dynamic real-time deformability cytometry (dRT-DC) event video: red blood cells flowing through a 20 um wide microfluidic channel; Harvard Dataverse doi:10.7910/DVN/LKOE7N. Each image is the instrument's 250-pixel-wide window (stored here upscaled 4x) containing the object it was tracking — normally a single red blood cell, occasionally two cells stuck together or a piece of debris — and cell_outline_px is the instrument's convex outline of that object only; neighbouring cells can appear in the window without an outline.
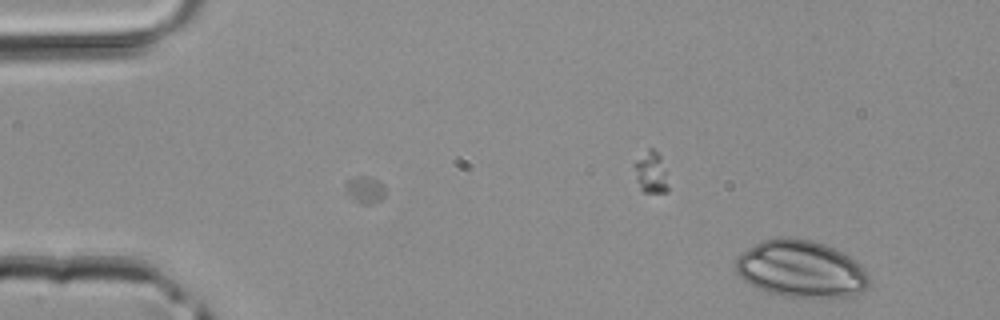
{"species": "common noctule bat (a hibernating species)", "species_latin": "Nyctalus noctula", "temperature_condition": "room temperature", "stored_images_in_passage": 41, "camera_frame_rate_fps": 3000, "um_per_image_px": 0.085, "animal": {"sex": "male", "body_mass_g": 20.4}, "frame": {"image": 1, "passage_image": 1, "time_ms": 0.0, "image_size_px": [1000, 320], "cell_outline_px": [[872, 280], [860, 292], [852, 296], [784, 296], [768, 292], [744, 280], [736, 272], [736, 256], [748, 248], [764, 240], [784, 236], [812, 240], [824, 244], [844, 252], [864, 268], [868, 272]], "centroid_in_image_um": [68.1, 22.84], "position_along_channel_um": 16.9, "area_um2": 43.99}}
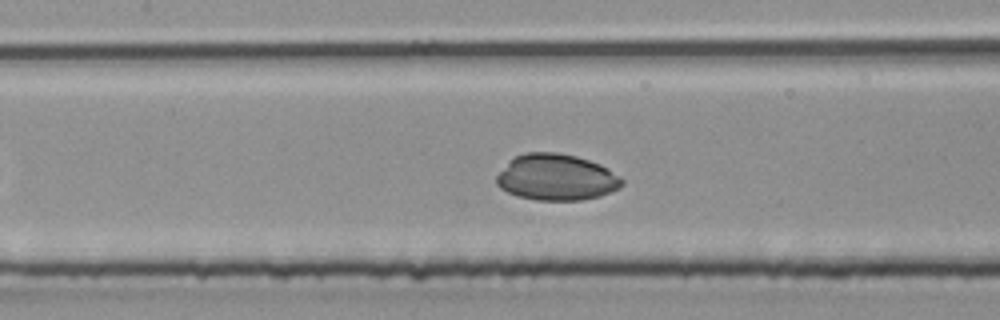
{"frame": {"image": 2, "passage_image": 18, "time_ms": 5.667, "image_size_px": [1000, 320], "cell_outline_px": [[624, 184], [620, 188], [600, 196], [580, 200], [536, 200], [516, 196], [500, 188], [496, 184], [496, 176], [508, 160], [524, 152], [560, 152], [576, 156], [600, 164], [608, 168], [620, 176], [624, 180]], "centroid_in_image_um": [47.28, 15.06], "position_along_channel_um": 160.1, "area_um2": 34.16}}
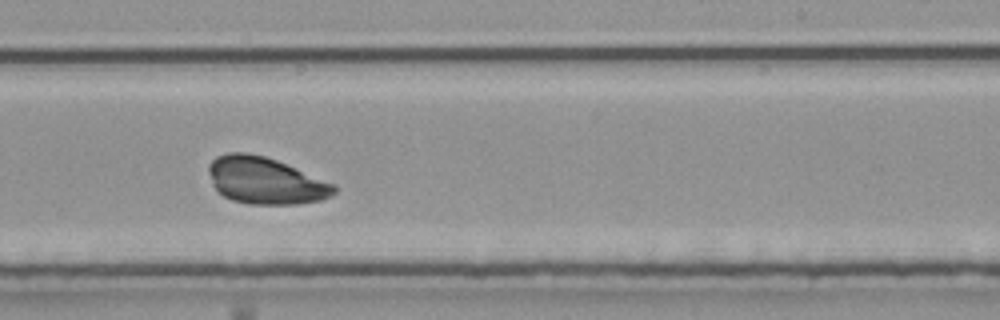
{"frame": {"image": 3, "passage_image": 25, "time_ms": 8.0, "image_size_px": [1000, 320], "cell_outline_px": [[336, 192], [332, 196], [320, 200], [296, 204], [248, 204], [232, 200], [216, 192], [208, 172], [208, 164], [216, 156], [228, 152], [248, 152], [264, 156], [276, 160], [336, 184]], "centroid_in_image_um": [22.54, 15.35], "position_along_channel_um": 266.5, "area_um2": 34.45}}